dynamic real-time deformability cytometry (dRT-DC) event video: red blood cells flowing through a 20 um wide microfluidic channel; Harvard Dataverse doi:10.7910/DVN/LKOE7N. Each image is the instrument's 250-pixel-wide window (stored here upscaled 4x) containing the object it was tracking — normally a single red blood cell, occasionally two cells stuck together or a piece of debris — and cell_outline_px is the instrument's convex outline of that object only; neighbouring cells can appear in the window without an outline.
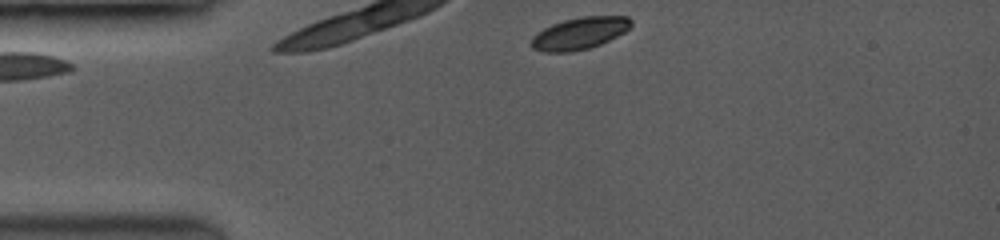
{"species": "common noctule bat (a hibernating species)", "species_latin": "Nyctalus noctula", "temperature_condition": "room temperature", "stored_images_in_passage": 2, "segment_of_instrument_passage": [2, 2], "camera_frame_rate_fps": 3500, "um_per_image_px": 0.085, "animal": {"sex": "female", "body_mass_g": 19.0, "forearm_length_mm": 53.3}, "frame": {"image": 1, "passage_image": 2, "time_ms": 0.857, "image_size_px": [1000, 240], "cell_outline_px": [[632, 24], [624, 32], [600, 44], [588, 48], [568, 52], [544, 52], [532, 48], [532, 36], [536, 32], [552, 24], [564, 20], [580, 16], [628, 16], [632, 20]], "centroid_in_image_um": [49.25, 2.82], "position_along_channel_um": 35.7, "area_um2": 18.5}}